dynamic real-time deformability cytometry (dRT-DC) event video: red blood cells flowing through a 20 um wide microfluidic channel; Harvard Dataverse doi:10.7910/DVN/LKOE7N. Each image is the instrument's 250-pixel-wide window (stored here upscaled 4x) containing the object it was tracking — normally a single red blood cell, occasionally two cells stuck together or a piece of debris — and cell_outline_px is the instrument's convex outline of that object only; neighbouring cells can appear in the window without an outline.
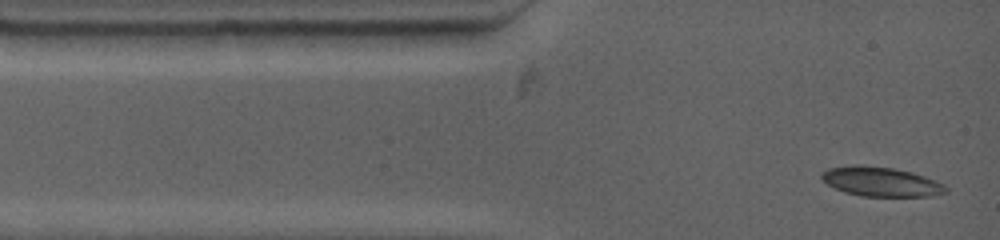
{"species": "common noctule bat (a hibernating species)", "species_latin": "Nyctalus noctula", "temperature_condition": "warm", "stored_images_in_passage": 22, "camera_frame_rate_fps": 4500, "um_per_image_px": 0.085, "animal": {"sex": "female", "body_mass_g": 19.0, "forearm_length_mm": 53.3}, "frame": {"image": 1, "passage_image": 1, "time_ms": 0.0, "image_size_px": [1000, 240], "cell_outline_px": [[948, 192], [932, 196], [860, 196], [844, 192], [828, 184], [820, 176], [820, 172], [828, 168], [856, 164], [860, 164], [892, 168], [912, 172], [936, 180], [944, 184], [948, 188]], "centroid_in_image_um": [74.89, 15.44], "position_along_channel_um": 10.1, "area_um2": 21.44}}
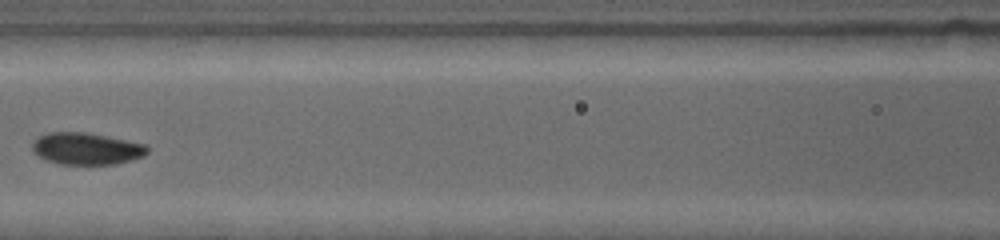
{"frame": {"image": 2, "passage_image": 9, "time_ms": 4.889, "image_size_px": [1000, 240], "cell_outline_px": [[148, 152], [144, 156], [132, 160], [116, 164], [56, 164], [36, 156], [32, 152], [32, 140], [36, 136], [48, 132], [88, 132], [108, 136], [144, 144], [148, 148]], "centroid_in_image_um": [7.28, 12.63], "position_along_channel_um": 159.3, "area_um2": 21.79}}
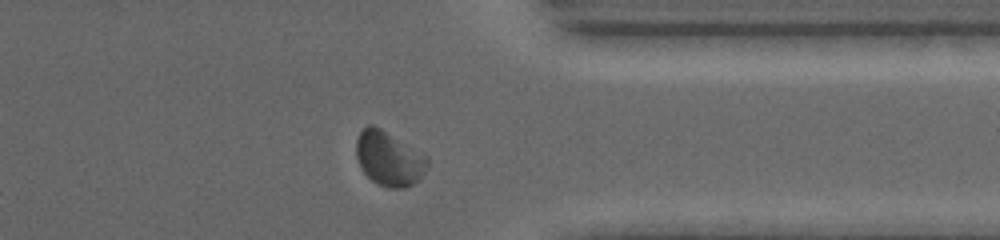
{"frame": {"image": 3, "passage_image": 19, "time_ms": 10.889, "image_size_px": [1000, 240], "cell_outline_px": [[428, 168], [420, 180], [404, 188], [388, 188], [376, 184], [360, 168], [356, 156], [356, 140], [360, 132], [368, 124], [372, 124], [380, 128], [428, 156]], "centroid_in_image_um": [33.07, 13.5], "position_along_channel_um": 378.3, "area_um2": 22.77}, "authors_computed_cell_mechanics": {"area_um2": 21.2993, "velocity_mm_per_s": 3.7511, "shape_relaxation_time_tau1_ms": 3.0887, "shape_relaxation_time_tau2_ms": 5.9466, "deformation_change_tau1": 0.0812, "deformation_change_tau2": 0.074}}